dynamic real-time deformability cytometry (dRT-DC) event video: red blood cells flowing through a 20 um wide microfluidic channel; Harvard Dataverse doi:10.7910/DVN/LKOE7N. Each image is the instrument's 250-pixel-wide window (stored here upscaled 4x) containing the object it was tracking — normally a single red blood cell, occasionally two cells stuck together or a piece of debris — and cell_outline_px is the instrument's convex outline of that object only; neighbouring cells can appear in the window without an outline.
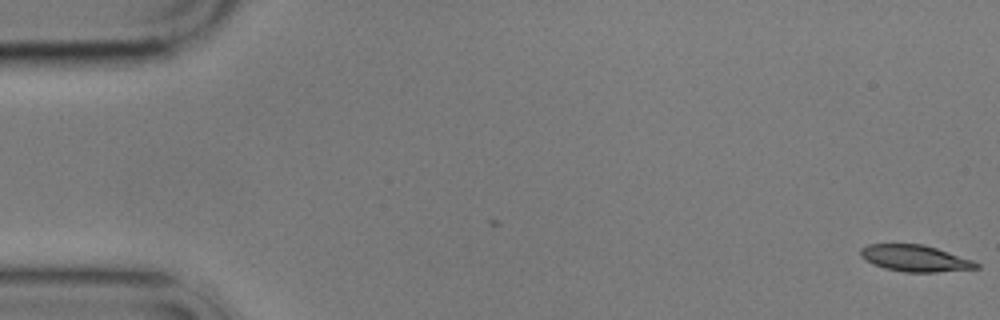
{"species": "common noctule bat (a hibernating species)", "species_latin": "Nyctalus noctula", "temperature_condition": "cold", "stored_images_in_passage": 10, "camera_frame_rate_fps": 3000, "um_per_image_px": 0.085, "animal": {"sex": "male", "body_mass_g": 17.9}, "frame": {"image": 1, "passage_image": 1, "time_ms": 0.0, "image_size_px": [1000, 320], "cell_outline_px": [[980, 268], [936, 272], [904, 272], [884, 268], [872, 264], [864, 260], [860, 256], [860, 248], [868, 244], [924, 244], [972, 260], [980, 264]], "centroid_in_image_um": [77.74, 21.96], "position_along_channel_um": 7.3, "area_um2": 17.92}}
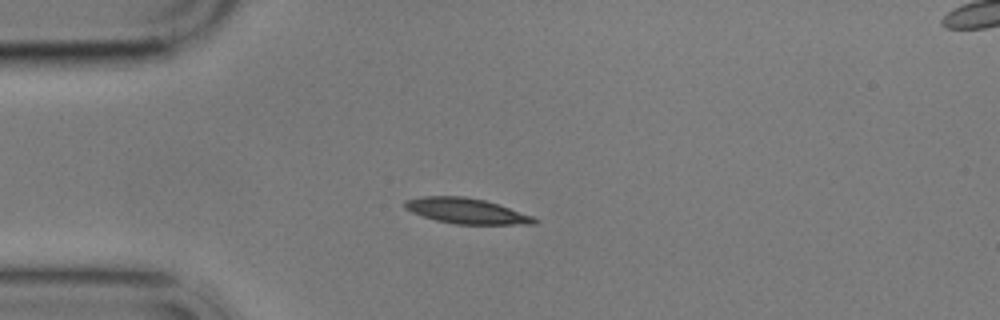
{"frame": {"image": 2, "passage_image": 5, "time_ms": 4.667, "image_size_px": [1000, 320], "cell_outline_px": [[540, 220], [536, 224], [456, 224], [436, 220], [412, 212], [404, 208], [404, 200], [424, 196], [464, 196], [484, 200], [536, 216]], "centroid_in_image_um": [39.69, 17.93], "position_along_channel_um": 45.3, "area_um2": 19.25}}
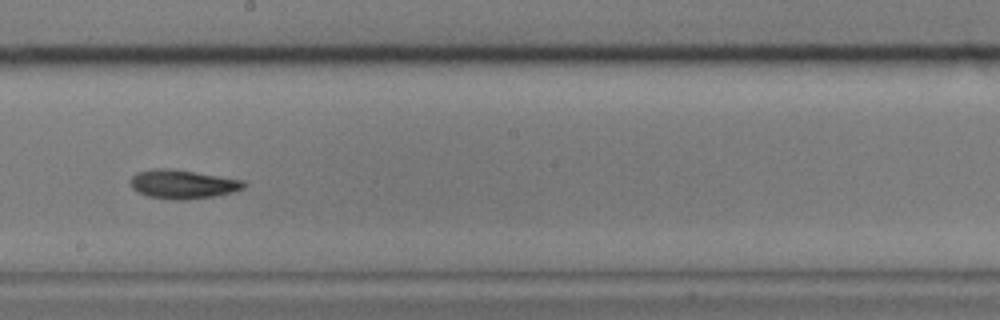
{"frame": {"image": 3, "passage_image": 10, "time_ms": 10.667, "image_size_px": [1000, 320], "cell_outline_px": [[248, 184], [244, 188], [232, 192], [216, 196], [184, 200], [176, 200], [148, 196], [136, 192], [132, 188], [128, 180], [136, 172], [152, 168], [172, 168], [244, 180]], "centroid_in_image_um": [15.51, 15.65], "position_along_channel_um": 232.7, "area_um2": 19.42}}